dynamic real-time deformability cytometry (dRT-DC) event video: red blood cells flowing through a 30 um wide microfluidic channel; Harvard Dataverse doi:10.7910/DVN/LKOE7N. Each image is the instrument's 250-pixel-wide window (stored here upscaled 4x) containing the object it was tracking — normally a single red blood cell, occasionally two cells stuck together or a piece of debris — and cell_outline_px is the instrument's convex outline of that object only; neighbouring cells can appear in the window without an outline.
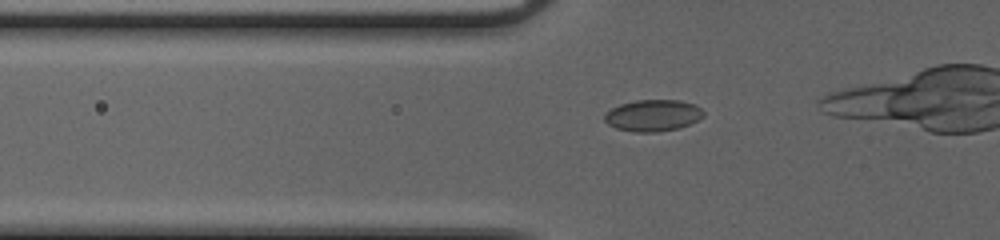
{"species": "common noctule bat (a hibernating species)", "species_latin": "Nyctalus noctula", "temperature_condition": "cold", "stored_images_in_passage": 14, "camera_frame_rate_fps": 3000, "um_per_image_px": 0.085, "animal": {"sex": "female", "body_mass_g": 20.0, "forearm_length_mm": 54.0}, "frame": {"image": 1, "passage_image": 8, "time_ms": 2.333, "image_size_px": [1000, 240], "cell_outline_px": [[704, 116], [680, 128], [656, 132], [632, 132], [616, 128], [608, 124], [604, 120], [604, 116], [612, 108], [620, 104], [636, 100], [680, 100], [696, 104], [704, 112]], "centroid_in_image_um": [55.51, 9.81], "position_along_channel_um": 70.3, "area_um2": 18.21}}
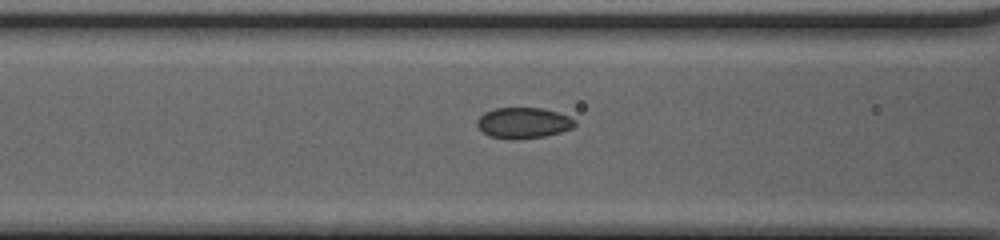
{"frame": {"image": 2, "passage_image": 12, "time_ms": 3.667, "image_size_px": [1000, 240], "cell_outline_px": [[576, 124], [572, 128], [560, 132], [544, 136], [512, 140], [488, 136], [476, 124], [476, 120], [484, 112], [496, 108], [540, 108], [556, 112], [568, 116], [576, 120]], "centroid_in_image_um": [44.47, 10.45], "position_along_channel_um": 122.1, "area_um2": 17.51}}